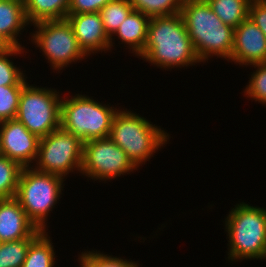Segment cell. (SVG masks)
Returning <instances> with one entry per match:
<instances>
[{
    "label": "cell",
    "mask_w": 266,
    "mask_h": 267,
    "mask_svg": "<svg viewBox=\"0 0 266 267\" xmlns=\"http://www.w3.org/2000/svg\"><path fill=\"white\" fill-rule=\"evenodd\" d=\"M139 57L165 70L200 63L180 13L150 18L146 45Z\"/></svg>",
    "instance_id": "cell-1"
},
{
    "label": "cell",
    "mask_w": 266,
    "mask_h": 267,
    "mask_svg": "<svg viewBox=\"0 0 266 267\" xmlns=\"http://www.w3.org/2000/svg\"><path fill=\"white\" fill-rule=\"evenodd\" d=\"M180 14L200 62L231 58L234 29L225 25L206 0H183Z\"/></svg>",
    "instance_id": "cell-2"
},
{
    "label": "cell",
    "mask_w": 266,
    "mask_h": 267,
    "mask_svg": "<svg viewBox=\"0 0 266 267\" xmlns=\"http://www.w3.org/2000/svg\"><path fill=\"white\" fill-rule=\"evenodd\" d=\"M228 261L266 259V208L240 202L227 214Z\"/></svg>",
    "instance_id": "cell-3"
},
{
    "label": "cell",
    "mask_w": 266,
    "mask_h": 267,
    "mask_svg": "<svg viewBox=\"0 0 266 267\" xmlns=\"http://www.w3.org/2000/svg\"><path fill=\"white\" fill-rule=\"evenodd\" d=\"M169 136L160 126L124 108L114 115L109 135L137 169L170 141Z\"/></svg>",
    "instance_id": "cell-4"
},
{
    "label": "cell",
    "mask_w": 266,
    "mask_h": 267,
    "mask_svg": "<svg viewBox=\"0 0 266 267\" xmlns=\"http://www.w3.org/2000/svg\"><path fill=\"white\" fill-rule=\"evenodd\" d=\"M65 178L62 176L22 168L15 198L29 220L41 231H47V218L61 198Z\"/></svg>",
    "instance_id": "cell-5"
},
{
    "label": "cell",
    "mask_w": 266,
    "mask_h": 267,
    "mask_svg": "<svg viewBox=\"0 0 266 267\" xmlns=\"http://www.w3.org/2000/svg\"><path fill=\"white\" fill-rule=\"evenodd\" d=\"M118 108L97 102L93 97L76 94L62 97L60 127L83 142L110 135Z\"/></svg>",
    "instance_id": "cell-6"
},
{
    "label": "cell",
    "mask_w": 266,
    "mask_h": 267,
    "mask_svg": "<svg viewBox=\"0 0 266 267\" xmlns=\"http://www.w3.org/2000/svg\"><path fill=\"white\" fill-rule=\"evenodd\" d=\"M61 101L59 90L27 82L21 91L16 119L39 138L45 137L60 127Z\"/></svg>",
    "instance_id": "cell-7"
},
{
    "label": "cell",
    "mask_w": 266,
    "mask_h": 267,
    "mask_svg": "<svg viewBox=\"0 0 266 267\" xmlns=\"http://www.w3.org/2000/svg\"><path fill=\"white\" fill-rule=\"evenodd\" d=\"M32 44L39 47L55 71H61L72 63L88 57L79 47L71 25L66 19L45 20L33 24ZM68 65V66H67Z\"/></svg>",
    "instance_id": "cell-8"
},
{
    "label": "cell",
    "mask_w": 266,
    "mask_h": 267,
    "mask_svg": "<svg viewBox=\"0 0 266 267\" xmlns=\"http://www.w3.org/2000/svg\"><path fill=\"white\" fill-rule=\"evenodd\" d=\"M84 142L62 129L40 138L38 154L32 167L35 170L65 178L69 173L81 171Z\"/></svg>",
    "instance_id": "cell-9"
},
{
    "label": "cell",
    "mask_w": 266,
    "mask_h": 267,
    "mask_svg": "<svg viewBox=\"0 0 266 267\" xmlns=\"http://www.w3.org/2000/svg\"><path fill=\"white\" fill-rule=\"evenodd\" d=\"M137 168L128 159L126 152L110 137L92 139L83 144V159L80 173L94 181L117 179L133 173Z\"/></svg>",
    "instance_id": "cell-10"
},
{
    "label": "cell",
    "mask_w": 266,
    "mask_h": 267,
    "mask_svg": "<svg viewBox=\"0 0 266 267\" xmlns=\"http://www.w3.org/2000/svg\"><path fill=\"white\" fill-rule=\"evenodd\" d=\"M40 138L17 119L0 123V155L17 162L22 168L35 162Z\"/></svg>",
    "instance_id": "cell-11"
},
{
    "label": "cell",
    "mask_w": 266,
    "mask_h": 267,
    "mask_svg": "<svg viewBox=\"0 0 266 267\" xmlns=\"http://www.w3.org/2000/svg\"><path fill=\"white\" fill-rule=\"evenodd\" d=\"M229 61L239 66L266 63V37L249 17L234 29Z\"/></svg>",
    "instance_id": "cell-12"
},
{
    "label": "cell",
    "mask_w": 266,
    "mask_h": 267,
    "mask_svg": "<svg viewBox=\"0 0 266 267\" xmlns=\"http://www.w3.org/2000/svg\"><path fill=\"white\" fill-rule=\"evenodd\" d=\"M66 20L71 25L79 47L90 56L110 50V38L104 31L99 12L68 14Z\"/></svg>",
    "instance_id": "cell-13"
},
{
    "label": "cell",
    "mask_w": 266,
    "mask_h": 267,
    "mask_svg": "<svg viewBox=\"0 0 266 267\" xmlns=\"http://www.w3.org/2000/svg\"><path fill=\"white\" fill-rule=\"evenodd\" d=\"M41 230L29 220L19 201L13 198L0 199V242L17 241L36 237Z\"/></svg>",
    "instance_id": "cell-14"
},
{
    "label": "cell",
    "mask_w": 266,
    "mask_h": 267,
    "mask_svg": "<svg viewBox=\"0 0 266 267\" xmlns=\"http://www.w3.org/2000/svg\"><path fill=\"white\" fill-rule=\"evenodd\" d=\"M149 20V16L141 11L133 10L110 37V49L114 47L113 37L117 35L121 44L128 45L130 52L135 54V57L138 56L146 45Z\"/></svg>",
    "instance_id": "cell-15"
},
{
    "label": "cell",
    "mask_w": 266,
    "mask_h": 267,
    "mask_svg": "<svg viewBox=\"0 0 266 267\" xmlns=\"http://www.w3.org/2000/svg\"><path fill=\"white\" fill-rule=\"evenodd\" d=\"M30 25L25 15L24 4L12 0H0V36L10 45L25 47L18 37Z\"/></svg>",
    "instance_id": "cell-16"
},
{
    "label": "cell",
    "mask_w": 266,
    "mask_h": 267,
    "mask_svg": "<svg viewBox=\"0 0 266 267\" xmlns=\"http://www.w3.org/2000/svg\"><path fill=\"white\" fill-rule=\"evenodd\" d=\"M70 0H26L25 15L30 26L45 20L66 19Z\"/></svg>",
    "instance_id": "cell-17"
},
{
    "label": "cell",
    "mask_w": 266,
    "mask_h": 267,
    "mask_svg": "<svg viewBox=\"0 0 266 267\" xmlns=\"http://www.w3.org/2000/svg\"><path fill=\"white\" fill-rule=\"evenodd\" d=\"M54 245L48 232L41 231L30 243L26 259L21 267H54Z\"/></svg>",
    "instance_id": "cell-18"
},
{
    "label": "cell",
    "mask_w": 266,
    "mask_h": 267,
    "mask_svg": "<svg viewBox=\"0 0 266 267\" xmlns=\"http://www.w3.org/2000/svg\"><path fill=\"white\" fill-rule=\"evenodd\" d=\"M215 15L235 29L248 17L251 0H206Z\"/></svg>",
    "instance_id": "cell-19"
},
{
    "label": "cell",
    "mask_w": 266,
    "mask_h": 267,
    "mask_svg": "<svg viewBox=\"0 0 266 267\" xmlns=\"http://www.w3.org/2000/svg\"><path fill=\"white\" fill-rule=\"evenodd\" d=\"M24 49V47L11 46L6 51L0 52L1 86L25 85L27 83L26 74L21 70L20 66L17 67V65L9 59V57L12 58V56H14L15 59V56L24 54V52L27 53Z\"/></svg>",
    "instance_id": "cell-20"
},
{
    "label": "cell",
    "mask_w": 266,
    "mask_h": 267,
    "mask_svg": "<svg viewBox=\"0 0 266 267\" xmlns=\"http://www.w3.org/2000/svg\"><path fill=\"white\" fill-rule=\"evenodd\" d=\"M133 10L128 0H112L99 11L104 31L109 38Z\"/></svg>",
    "instance_id": "cell-21"
},
{
    "label": "cell",
    "mask_w": 266,
    "mask_h": 267,
    "mask_svg": "<svg viewBox=\"0 0 266 267\" xmlns=\"http://www.w3.org/2000/svg\"><path fill=\"white\" fill-rule=\"evenodd\" d=\"M21 170L17 162L0 155V199L16 196Z\"/></svg>",
    "instance_id": "cell-22"
},
{
    "label": "cell",
    "mask_w": 266,
    "mask_h": 267,
    "mask_svg": "<svg viewBox=\"0 0 266 267\" xmlns=\"http://www.w3.org/2000/svg\"><path fill=\"white\" fill-rule=\"evenodd\" d=\"M136 11L151 17L170 16L180 13L183 0H128Z\"/></svg>",
    "instance_id": "cell-23"
},
{
    "label": "cell",
    "mask_w": 266,
    "mask_h": 267,
    "mask_svg": "<svg viewBox=\"0 0 266 267\" xmlns=\"http://www.w3.org/2000/svg\"><path fill=\"white\" fill-rule=\"evenodd\" d=\"M34 238L28 237L17 241L2 242L0 244V267H21Z\"/></svg>",
    "instance_id": "cell-24"
},
{
    "label": "cell",
    "mask_w": 266,
    "mask_h": 267,
    "mask_svg": "<svg viewBox=\"0 0 266 267\" xmlns=\"http://www.w3.org/2000/svg\"><path fill=\"white\" fill-rule=\"evenodd\" d=\"M24 85H0V122L16 119Z\"/></svg>",
    "instance_id": "cell-25"
},
{
    "label": "cell",
    "mask_w": 266,
    "mask_h": 267,
    "mask_svg": "<svg viewBox=\"0 0 266 267\" xmlns=\"http://www.w3.org/2000/svg\"><path fill=\"white\" fill-rule=\"evenodd\" d=\"M255 71L252 72L250 80L244 90V96L266 104V63L251 65ZM266 106V105H265Z\"/></svg>",
    "instance_id": "cell-26"
},
{
    "label": "cell",
    "mask_w": 266,
    "mask_h": 267,
    "mask_svg": "<svg viewBox=\"0 0 266 267\" xmlns=\"http://www.w3.org/2000/svg\"><path fill=\"white\" fill-rule=\"evenodd\" d=\"M89 267H138L137 261L121 259L100 251H85L79 256Z\"/></svg>",
    "instance_id": "cell-27"
},
{
    "label": "cell",
    "mask_w": 266,
    "mask_h": 267,
    "mask_svg": "<svg viewBox=\"0 0 266 267\" xmlns=\"http://www.w3.org/2000/svg\"><path fill=\"white\" fill-rule=\"evenodd\" d=\"M112 0H70L68 14L99 12Z\"/></svg>",
    "instance_id": "cell-28"
},
{
    "label": "cell",
    "mask_w": 266,
    "mask_h": 267,
    "mask_svg": "<svg viewBox=\"0 0 266 267\" xmlns=\"http://www.w3.org/2000/svg\"><path fill=\"white\" fill-rule=\"evenodd\" d=\"M248 17L266 37V0H251Z\"/></svg>",
    "instance_id": "cell-29"
},
{
    "label": "cell",
    "mask_w": 266,
    "mask_h": 267,
    "mask_svg": "<svg viewBox=\"0 0 266 267\" xmlns=\"http://www.w3.org/2000/svg\"><path fill=\"white\" fill-rule=\"evenodd\" d=\"M11 46L0 36V52L6 51Z\"/></svg>",
    "instance_id": "cell-30"
},
{
    "label": "cell",
    "mask_w": 266,
    "mask_h": 267,
    "mask_svg": "<svg viewBox=\"0 0 266 267\" xmlns=\"http://www.w3.org/2000/svg\"><path fill=\"white\" fill-rule=\"evenodd\" d=\"M79 259V266L80 267H89L80 257L78 258Z\"/></svg>",
    "instance_id": "cell-31"
},
{
    "label": "cell",
    "mask_w": 266,
    "mask_h": 267,
    "mask_svg": "<svg viewBox=\"0 0 266 267\" xmlns=\"http://www.w3.org/2000/svg\"><path fill=\"white\" fill-rule=\"evenodd\" d=\"M12 1H16V2H19V3L24 4V5L26 3V0H12Z\"/></svg>",
    "instance_id": "cell-32"
}]
</instances>
